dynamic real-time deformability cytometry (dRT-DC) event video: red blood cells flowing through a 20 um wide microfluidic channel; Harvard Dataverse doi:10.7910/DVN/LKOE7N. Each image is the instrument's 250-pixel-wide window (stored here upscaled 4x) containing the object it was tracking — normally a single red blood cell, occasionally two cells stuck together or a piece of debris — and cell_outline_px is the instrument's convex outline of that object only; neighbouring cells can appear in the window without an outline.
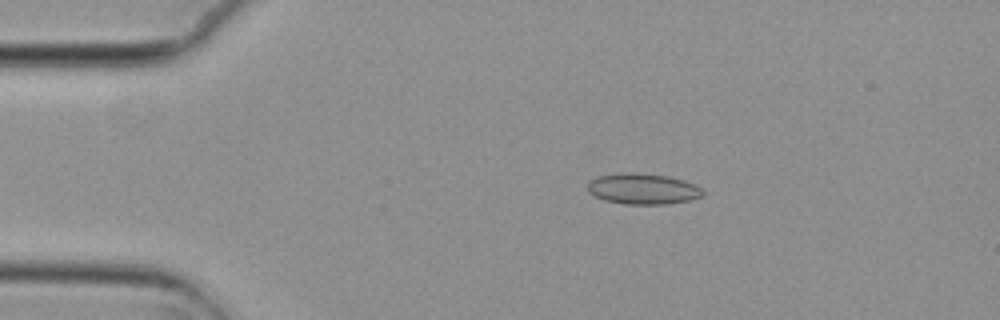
{"species": "common noctule bat (a hibernating species)", "species_latin": "Nyctalus noctula", "temperature_condition": "cold", "stored_images_in_passage": 56, "camera_frame_rate_fps": 3000, "um_per_image_px": 0.085, "animal": {"sex": "female", "body_mass_g": 29.2, "forearm_length_mm": 56.3}, "frame": {"image": 1, "passage_image": 11, "time_ms": 3.333, "image_size_px": [1000, 320], "cell_outline_px": [[704, 196], [692, 200], [668, 204], [624, 204], [604, 200], [588, 192], [588, 180], [596, 176], [628, 172], [636, 172], [668, 176], [684, 180], [696, 184], [704, 192]], "centroid_in_image_um": [54.66, 16.05], "position_along_channel_um": 30.3, "area_um2": 20.98}}
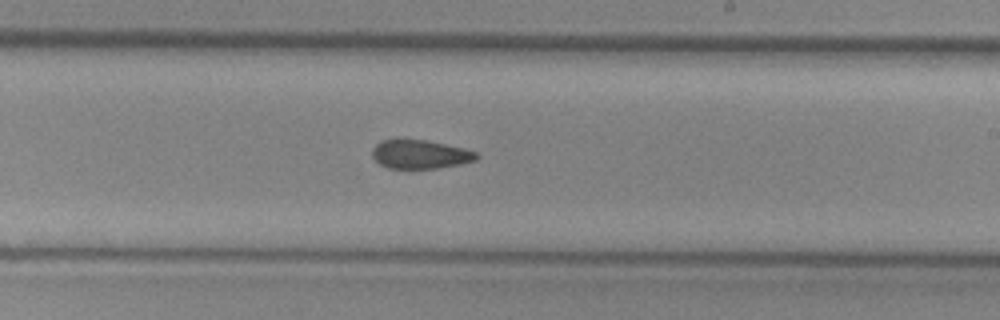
{"frame": {"image": 2, "passage_image": 33, "time_ms": 10.667, "image_size_px": [1000, 320], "cell_outline_px": [[480, 156], [476, 160], [460, 164], [436, 168], [388, 168], [380, 164], [372, 156], [372, 148], [376, 144], [384, 140], [396, 136], [424, 140], [464, 148], [476, 152]], "centroid_in_image_um": [35.67, 13.08], "position_along_channel_um": 253.3, "area_um2": 17.8}}
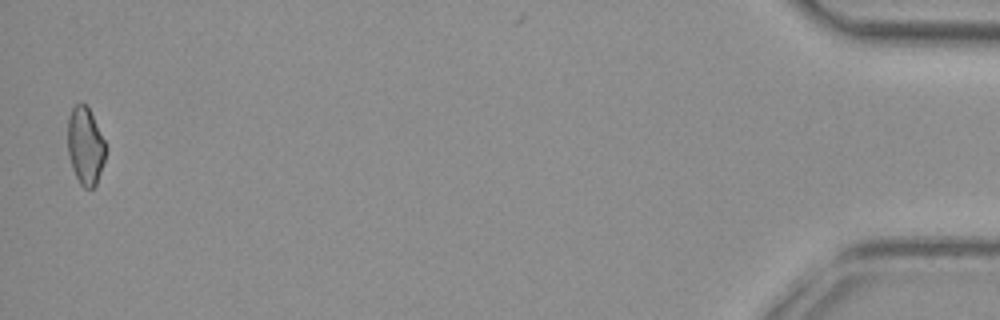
{"frame": {"image": 3, "passage_image": 55, "time_ms": 18.0, "image_size_px": [1000, 320], "cell_outline_px": [[108, 148], [96, 184], [92, 188], [84, 188], [80, 184], [72, 168], [68, 156], [68, 116], [72, 108], [76, 104], [84, 104], [88, 108]], "centroid_in_image_um": [7.25, 12.42], "position_along_channel_um": 428.0, "area_um2": 16.99}, "authors_computed_cell_mechanics": {"area_um2": 18.7272, "velocity_mm_per_s": 3.7261, "shape_relaxation_time_tau1_ms": null, "shape_relaxation_time_tau2_ms": 4.0048, "deformation_change_tau1": null, "deformation_change_tau2": 0.103}}